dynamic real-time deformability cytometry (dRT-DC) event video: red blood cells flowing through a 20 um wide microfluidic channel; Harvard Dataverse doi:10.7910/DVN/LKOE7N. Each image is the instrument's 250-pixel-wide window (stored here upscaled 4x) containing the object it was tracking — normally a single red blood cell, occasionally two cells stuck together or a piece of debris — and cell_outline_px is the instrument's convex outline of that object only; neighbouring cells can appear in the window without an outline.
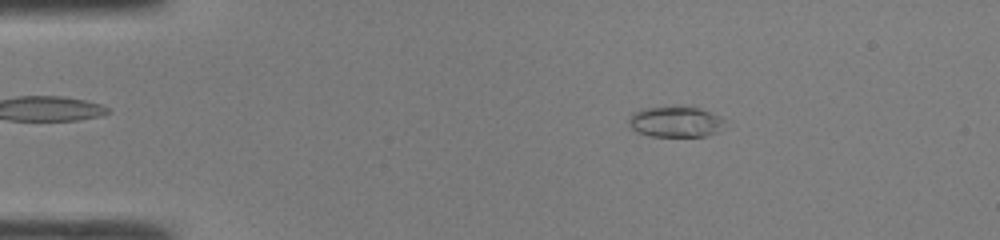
{"species": "common noctule bat (a hibernating species)", "species_latin": "Nyctalus noctula", "temperature_condition": "room temperature", "stored_images_in_passage": 47, "camera_frame_rate_fps": 3000, "um_per_image_px": 0.085, "animal": {"sex": "male", "body_mass_g": 19.0, "forearm_length_mm": 50.8}, "frame": {"image": 1, "passage_image": 8, "time_ms": 2.333, "image_size_px": [1000, 240], "cell_outline_px": [[724, 120], [720, 132], [704, 136], [652, 136], [636, 132], [628, 124], [628, 120], [632, 112], [640, 108], [700, 108], [720, 116]], "centroid_in_image_um": [57.39, 10.37], "position_along_channel_um": 27.6, "area_um2": 16.99}}
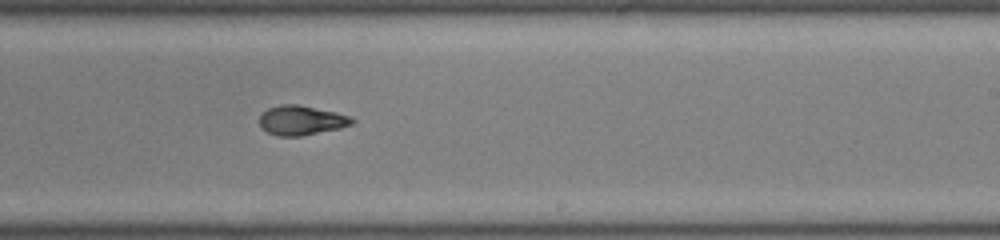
{"frame": {"image": 2, "passage_image": 29, "time_ms": 9.333, "image_size_px": [1000, 240], "cell_outline_px": [[356, 120], [352, 124], [340, 128], [300, 136], [276, 136], [260, 128], [260, 116], [268, 108], [280, 104], [296, 104], [336, 112], [348, 116]], "centroid_in_image_um": [25.59, 10.23], "position_along_channel_um": 263.4, "area_um2": 15.84}}
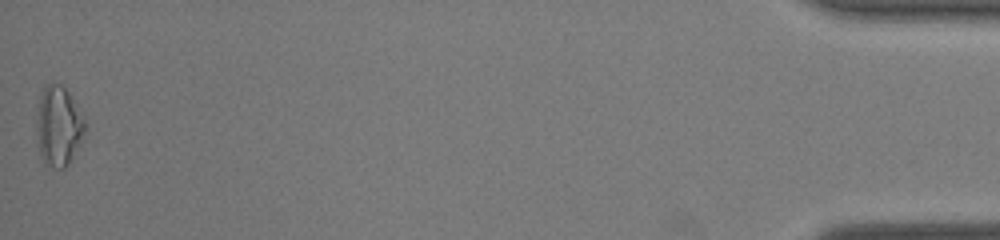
{"frame": {"image": 3, "passage_image": 47, "time_ms": 15.333, "image_size_px": [1000, 240], "cell_outline_px": [[84, 132], [80, 144], [68, 164], [64, 168], [56, 168], [44, 164], [40, 156], [36, 124], [40, 96], [44, 84], [60, 84], [68, 92], [84, 120]], "centroid_in_image_um": [4.95, 10.74], "position_along_channel_um": 430.3, "area_um2": 22.08}, "authors_computed_cell_mechanics": {"area_um2": 16.762, "velocity_mm_per_s": 4.3249, "shape_relaxation_time_tau1_ms": 6.2542, "shape_relaxation_time_tau2_ms": 1.9391, "deformation_change_tau1": 0.2339, "deformation_change_tau2": 0.055}}